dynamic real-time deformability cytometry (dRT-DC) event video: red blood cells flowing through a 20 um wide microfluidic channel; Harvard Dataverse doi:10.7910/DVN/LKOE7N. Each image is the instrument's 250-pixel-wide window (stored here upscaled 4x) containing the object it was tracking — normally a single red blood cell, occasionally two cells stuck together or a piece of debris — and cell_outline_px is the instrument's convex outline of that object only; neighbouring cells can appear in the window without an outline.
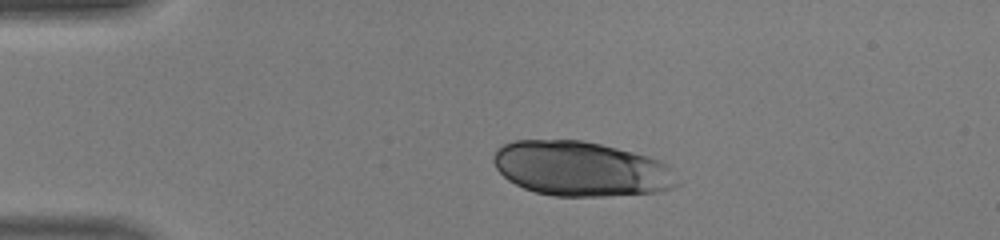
{"species": "human", "species_latin": "Homo sapiens", "temperature_condition": "warm", "stored_images_in_passage": 38, "camera_frame_rate_fps": 3000, "um_per_image_px": 0.085, "donor": {"sex": "male"}, "frame": {"image": 1, "passage_image": 6, "time_ms": 1.667, "image_size_px": [1000, 240], "cell_outline_px": [[680, 184], [672, 188], [660, 192], [604, 196], [552, 196], [536, 192], [524, 188], [508, 180], [496, 168], [492, 160], [492, 156], [496, 148], [512, 140], [584, 140], [648, 156], [660, 160], [672, 168]], "centroid_in_image_um": [49.38, 14.35], "position_along_channel_um": 35.6, "area_um2": 58.96}}